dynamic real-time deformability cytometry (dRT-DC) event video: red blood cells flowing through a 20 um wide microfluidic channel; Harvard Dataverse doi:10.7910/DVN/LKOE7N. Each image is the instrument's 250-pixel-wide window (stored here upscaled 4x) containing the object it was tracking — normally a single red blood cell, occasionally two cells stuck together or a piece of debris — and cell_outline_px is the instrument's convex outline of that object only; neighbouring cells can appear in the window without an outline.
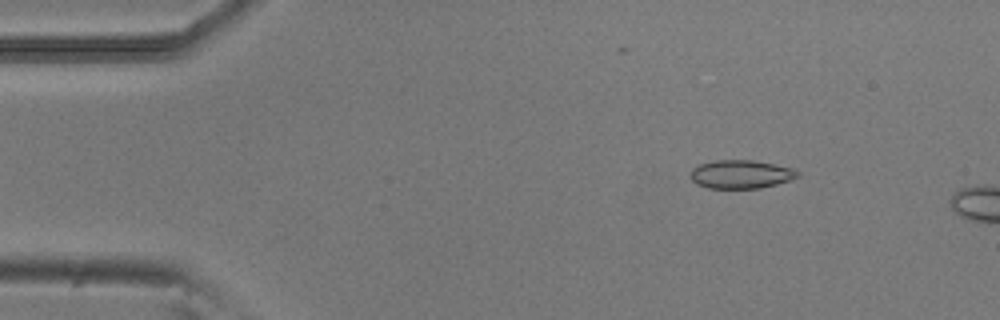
{"species": "common noctule bat (a hibernating species)", "species_latin": "Nyctalus noctula", "temperature_condition": "room temperature", "stored_images_in_passage": 4, "camera_frame_rate_fps": 3000, "um_per_image_px": 0.085, "animal": {"sex": "male", "body_mass_g": 20.5, "forearm_length_mm": 52.5}, "frame": {"image": 1, "passage_image": 2, "time_ms": 0.333, "image_size_px": [1000, 320], "cell_outline_px": [[800, 176], [776, 184], [760, 188], [708, 188], [696, 184], [692, 180], [692, 168], [700, 164], [716, 160], [752, 160], [796, 168], [800, 172]], "centroid_in_image_um": [63.01, 14.81], "position_along_channel_um": 22.0, "area_um2": 17.74}}